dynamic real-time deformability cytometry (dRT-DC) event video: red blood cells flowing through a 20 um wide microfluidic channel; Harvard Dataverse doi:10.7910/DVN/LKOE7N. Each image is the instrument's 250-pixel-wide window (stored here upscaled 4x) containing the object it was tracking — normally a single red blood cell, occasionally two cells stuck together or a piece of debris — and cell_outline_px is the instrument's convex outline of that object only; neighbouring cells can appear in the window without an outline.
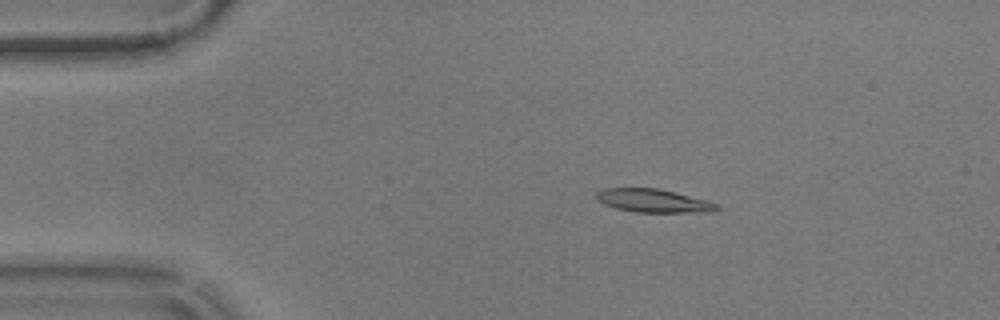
{"species": "common noctule bat (a hibernating species)", "species_latin": "Nyctalus noctula", "temperature_condition": "warm", "stored_images_in_passage": 47, "camera_frame_rate_fps": 3000, "um_per_image_px": 0.085, "animal": {"sex": "male", "body_mass_g": 17.9}, "frame": {"image": 1, "passage_image": 1, "time_ms": 0.0, "image_size_px": [1000, 320], "cell_outline_px": [[720, 208], [716, 212], [636, 212], [616, 208], [604, 204], [596, 200], [596, 192], [604, 188], [660, 188], [708, 200], [720, 204]], "centroid_in_image_um": [55.59, 17.06], "position_along_channel_um": 29.4, "area_um2": 16.65}}
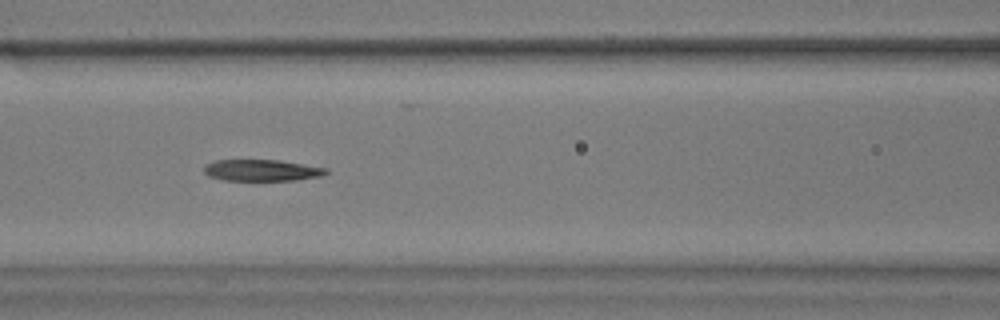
{"frame": {"image": 2, "passage_image": 15, "time_ms": 4.667, "image_size_px": [1000, 320], "cell_outline_px": [[328, 172], [320, 176], [296, 180], [224, 180], [208, 176], [204, 172], [204, 164], [216, 160], [280, 160], [328, 168]], "centroid_in_image_um": [22.23, 14.47], "position_along_channel_um": 144.4, "area_um2": 15.26}}
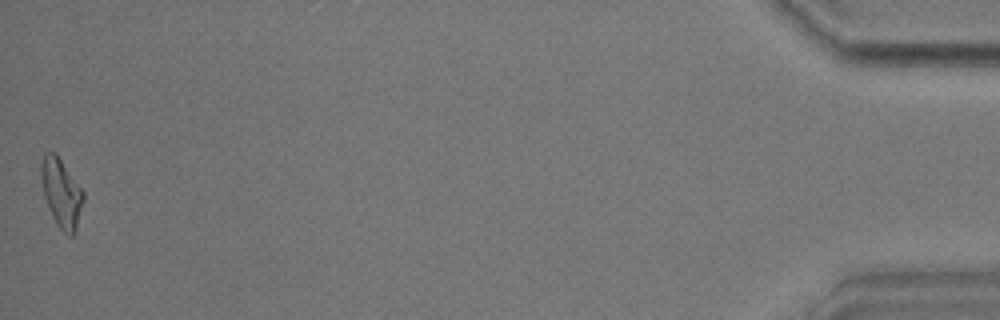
{"frame": {"image": 3, "passage_image": 47, "time_ms": 15.333, "image_size_px": [1000, 320], "cell_outline_px": [[84, 200], [76, 228], [72, 236], [68, 236], [56, 224], [48, 208], [44, 196], [40, 176], [40, 164], [44, 152], [56, 152], [84, 192]], "centroid_in_image_um": [5.2, 16.37], "position_along_channel_um": 430.0, "area_um2": 16.99}, "authors_computed_cell_mechanics": {"area_um2": 16.3574, "velocity_mm_per_s": 3.5767, "shape_relaxation_time_tau1_ms": 9.464, "shape_relaxation_time_tau2_ms": 6.2809, "deformation_change_tau1": 0.2781, "deformation_change_tau2": 0.2056}}